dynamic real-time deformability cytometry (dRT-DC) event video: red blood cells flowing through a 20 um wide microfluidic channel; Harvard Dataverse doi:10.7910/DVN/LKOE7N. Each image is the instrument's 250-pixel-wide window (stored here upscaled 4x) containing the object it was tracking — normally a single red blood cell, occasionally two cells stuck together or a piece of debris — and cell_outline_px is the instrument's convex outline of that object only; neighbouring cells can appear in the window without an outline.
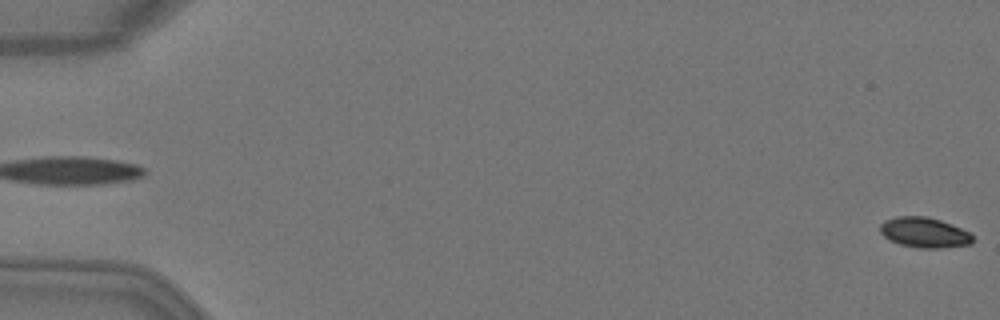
{"species": "Egyptian fruit bat (a non-hibernating species)", "species_latin": "Rousettus aegyptiacus", "temperature_condition": "warm", "stored_images_in_passage": 5, "segment_of_instrument_passage": [2, 2], "camera_frame_rate_fps": 3000, "um_per_image_px": 0.085, "animal": {"sex": "female"}, "frame": {"image": 1, "passage_image": 5, "time_ms": 1.333, "image_size_px": [1000, 320], "cell_outline_px": [[972, 244], [944, 248], [920, 248], [900, 244], [888, 240], [880, 232], [880, 224], [884, 220], [896, 216], [928, 216], [940, 220], [960, 228], [968, 232], [972, 236]], "centroid_in_image_um": [78.53, 19.76], "position_along_channel_um": 6.5, "area_um2": 16.36}}